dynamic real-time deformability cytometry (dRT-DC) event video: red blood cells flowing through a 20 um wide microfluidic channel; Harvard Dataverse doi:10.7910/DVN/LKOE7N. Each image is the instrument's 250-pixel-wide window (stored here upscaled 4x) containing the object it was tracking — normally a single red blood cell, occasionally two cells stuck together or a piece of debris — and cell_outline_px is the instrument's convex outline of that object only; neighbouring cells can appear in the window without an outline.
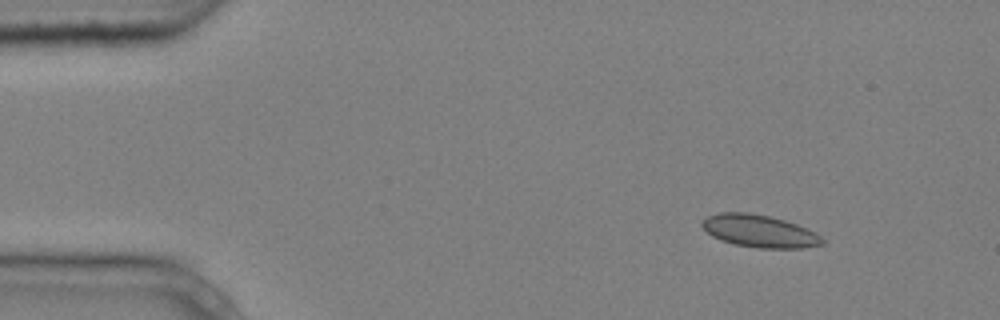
{"species": "common noctule bat (a hibernating species)", "species_latin": "Nyctalus noctula", "temperature_condition": "cold", "stored_images_in_passage": 8, "camera_frame_rate_fps": 3000, "um_per_image_px": 0.085, "animal": {"sex": "male", "body_mass_g": 20.4}, "frame": {"image": 1, "passage_image": 1, "time_ms": 0.0, "image_size_px": [1000, 320], "cell_outline_px": [[824, 244], [804, 248], [760, 248], [736, 244], [720, 240], [712, 236], [700, 224], [708, 216], [720, 212], [748, 212], [768, 216], [784, 220], [796, 224], [820, 236], [824, 240]], "centroid_in_image_um": [64.53, 19.64], "position_along_channel_um": 20.5, "area_um2": 22.43}}
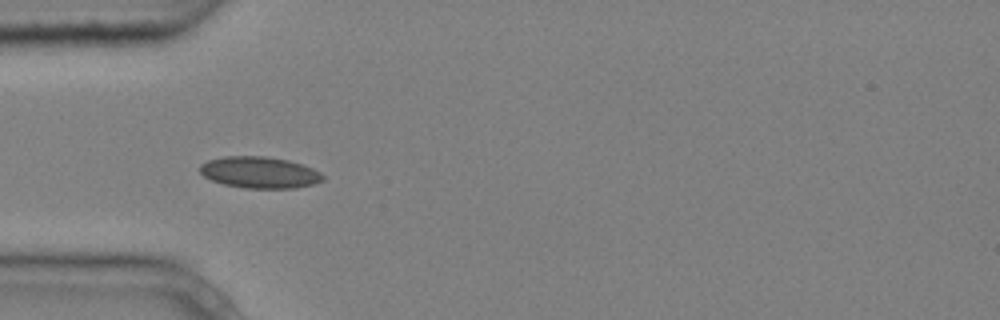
{"frame": {"image": 2, "passage_image": 4, "time_ms": 1.0, "image_size_px": [1000, 320], "cell_outline_px": [[324, 180], [312, 184], [296, 188], [244, 188], [224, 184], [212, 180], [204, 176], [200, 172], [200, 164], [208, 160], [224, 156], [264, 156], [288, 160], [312, 168], [320, 172], [324, 176]], "centroid_in_image_um": [22.05, 14.65], "position_along_channel_um": 62.9, "area_um2": 22.48}}
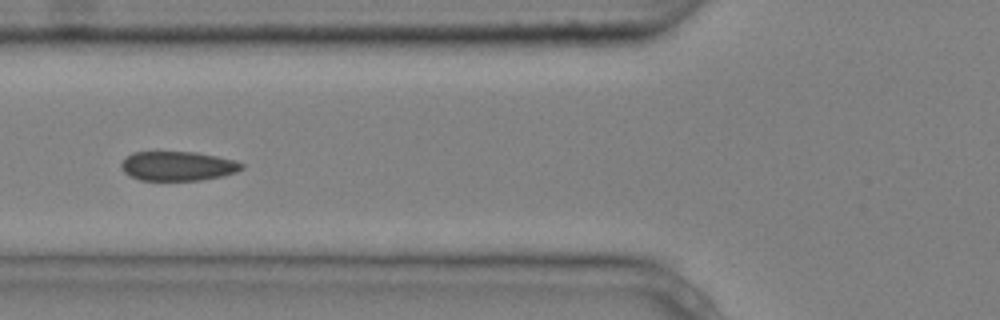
{"frame": {"image": 3, "passage_image": 5, "time_ms": 1.333, "image_size_px": [1000, 320], "cell_outline_px": [[244, 168], [236, 172], [220, 176], [200, 180], [140, 180], [124, 172], [120, 164], [132, 152], [196, 152], [236, 160], [244, 164]], "centroid_in_image_um": [15.14, 14.11], "position_along_channel_um": 110.7, "area_um2": 20.46}}